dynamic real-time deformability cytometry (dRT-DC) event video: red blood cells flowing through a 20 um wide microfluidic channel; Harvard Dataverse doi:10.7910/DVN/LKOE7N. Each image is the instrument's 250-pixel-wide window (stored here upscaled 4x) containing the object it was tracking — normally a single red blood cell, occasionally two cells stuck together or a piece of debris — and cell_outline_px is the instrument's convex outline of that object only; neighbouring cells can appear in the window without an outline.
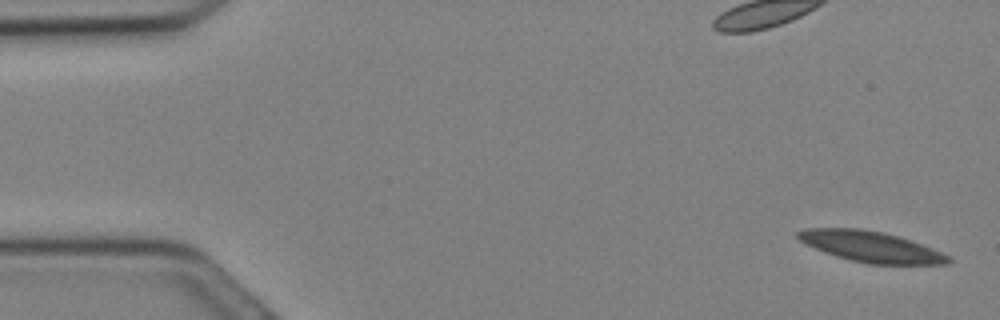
{"species": "Egyptian fruit bat (a non-hibernating species)", "species_latin": "Rousettus aegyptiacus", "temperature_condition": "cold", "stored_images_in_passage": 11, "camera_frame_rate_fps": 3000, "um_per_image_px": 0.085, "animal": {"sex": "female"}, "frame": {"image": 1, "passage_image": 1, "time_ms": 0.0, "image_size_px": [1000, 320], "cell_outline_px": [[952, 260], [948, 264], [868, 264], [836, 256], [824, 252], [804, 244], [796, 236], [796, 232], [804, 228], [860, 228], [884, 232], [900, 236], [932, 248], [948, 256]], "centroid_in_image_um": [73.99, 20.95], "position_along_channel_um": 11.0, "area_um2": 26.99}}
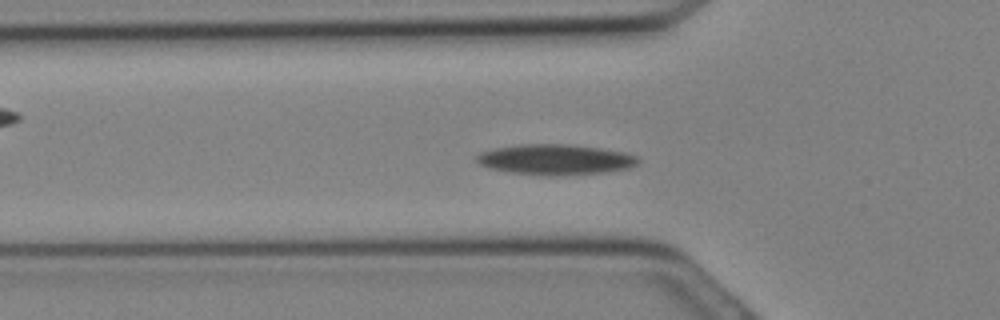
{"frame": {"image": 2, "passage_image": 10, "time_ms": 3.0, "image_size_px": [1000, 320], "cell_outline_px": [[640, 160], [636, 164], [628, 168], [604, 172], [560, 176], [548, 176], [508, 172], [488, 168], [480, 164], [476, 160], [476, 156], [480, 152], [496, 148], [516, 144], [572, 144], [628, 152], [640, 156]], "centroid_in_image_um": [47.23, 13.56], "position_along_channel_um": 78.6, "area_um2": 29.07}}